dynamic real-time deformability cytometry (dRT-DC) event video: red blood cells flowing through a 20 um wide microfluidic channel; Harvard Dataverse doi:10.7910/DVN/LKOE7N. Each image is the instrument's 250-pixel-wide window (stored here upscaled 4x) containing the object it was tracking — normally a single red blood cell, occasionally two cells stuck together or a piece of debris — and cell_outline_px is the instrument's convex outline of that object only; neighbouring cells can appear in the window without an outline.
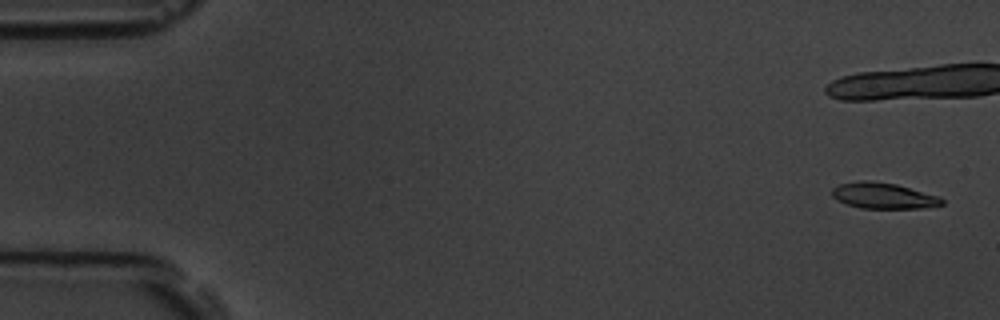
{"species": "common noctule bat (a hibernating species)", "species_latin": "Nyctalus noctula", "temperature_condition": "room temperature", "stored_images_in_passage": 7, "camera_frame_rate_fps": 3000, "um_per_image_px": 0.085, "animal": {"sex": "male", "body_mass_g": 19.5, "forearm_length_mm": 54.6}, "frame": {"image": 1, "passage_image": 1, "time_ms": 0.0, "image_size_px": [1000, 320], "cell_outline_px": [[944, 204], [928, 208], [860, 208], [836, 200], [832, 196], [832, 188], [840, 184], [860, 180], [872, 180], [896, 184], [940, 196], [944, 200]], "centroid_in_image_um": [75.11, 16.63], "position_along_channel_um": 9.9, "area_um2": 16.76}}